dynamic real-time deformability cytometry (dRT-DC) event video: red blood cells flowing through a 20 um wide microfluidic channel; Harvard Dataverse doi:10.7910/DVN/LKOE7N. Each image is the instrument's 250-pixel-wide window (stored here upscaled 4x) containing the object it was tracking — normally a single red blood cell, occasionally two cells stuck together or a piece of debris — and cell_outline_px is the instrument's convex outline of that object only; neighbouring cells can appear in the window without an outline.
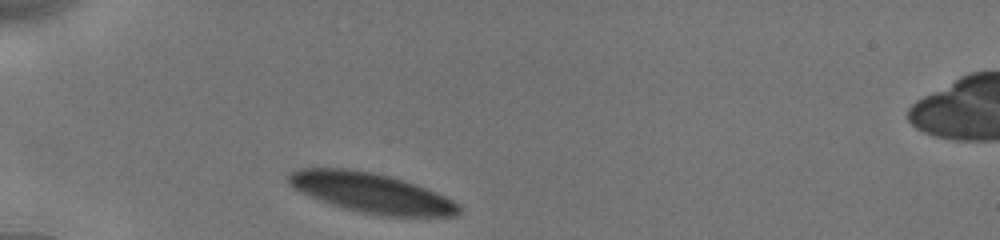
{"species": "human", "species_latin": "Homo sapiens", "temperature_condition": "cold", "stored_images_in_passage": 8, "camera_frame_rate_fps": 3000, "um_per_image_px": 0.085, "donor": {"sex": "male"}, "frame": {"image": 1, "passage_image": 1, "time_ms": 0.0, "image_size_px": [1000, 240], "cell_outline_px": [[460, 212], [456, 216], [380, 216], [360, 212], [344, 208], [320, 200], [300, 192], [292, 188], [288, 180], [288, 172], [300, 168], [352, 168], [372, 172], [404, 180], [416, 184], [436, 192], [460, 204]], "centroid_in_image_um": [31.54, 16.38], "position_along_channel_um": 53.5, "area_um2": 39.59}}
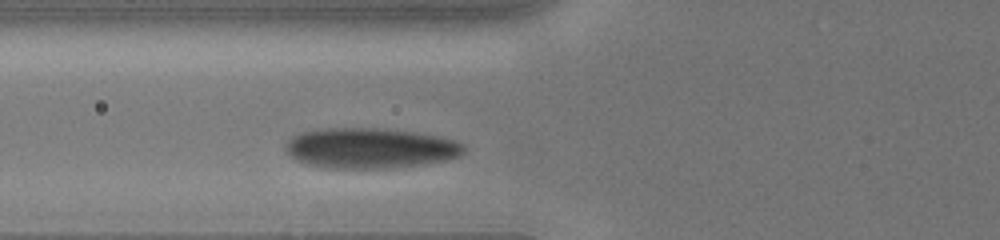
{"frame": {"image": 2, "passage_image": 5, "time_ms": 1.667, "image_size_px": [1000, 240], "cell_outline_px": [[468, 148], [460, 156], [444, 160], [392, 168], [328, 168], [308, 164], [296, 160], [284, 148], [284, 144], [292, 136], [300, 132], [324, 128], [376, 128], [412, 132], [436, 136], [452, 140], [464, 144]], "centroid_in_image_um": [31.43, 12.59], "position_along_channel_um": 94.4, "area_um2": 41.73}}